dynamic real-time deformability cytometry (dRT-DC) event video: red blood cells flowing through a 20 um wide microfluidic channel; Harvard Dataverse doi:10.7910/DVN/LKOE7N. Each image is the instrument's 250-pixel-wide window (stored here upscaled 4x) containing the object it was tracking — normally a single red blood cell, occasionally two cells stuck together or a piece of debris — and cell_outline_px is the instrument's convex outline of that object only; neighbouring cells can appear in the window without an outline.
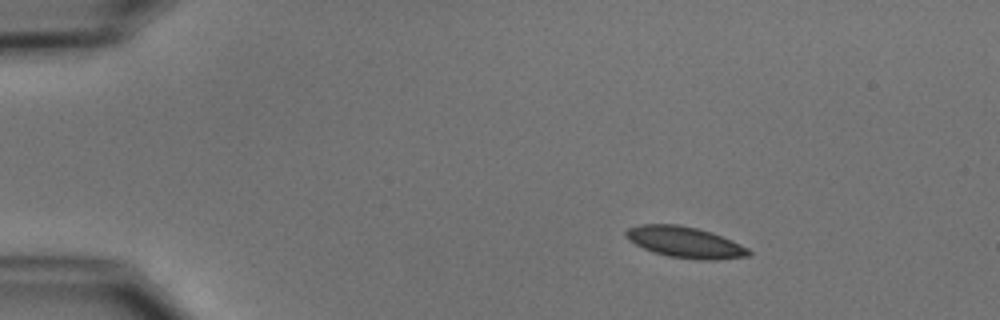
{"species": "common noctule bat (a hibernating species)", "species_latin": "Nyctalus noctula", "temperature_condition": "cold", "stored_images_in_passage": 46, "camera_frame_rate_fps": 3000, "um_per_image_px": 0.085, "animal": {"sex": "male", "body_mass_g": 15.6}, "frame": {"image": 1, "passage_image": 1, "time_ms": 0.0, "image_size_px": [1000, 320], "cell_outline_px": [[752, 252], [748, 256], [716, 260], [700, 260], [668, 256], [652, 252], [628, 240], [624, 236], [624, 232], [628, 228], [640, 224], [676, 224], [696, 228], [712, 232], [732, 240], [748, 248]], "centroid_in_image_um": [58.21, 20.59], "position_along_channel_um": 26.8, "area_um2": 22.31}}
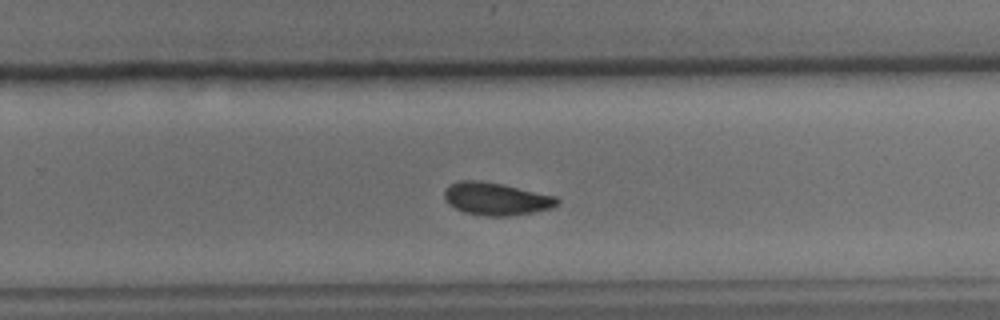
{"frame": {"image": 2, "passage_image": 28, "time_ms": 9.0, "image_size_px": [1000, 320], "cell_outline_px": [[560, 204], [552, 208], [532, 212], [508, 216], [484, 216], [464, 212], [448, 204], [444, 196], [444, 192], [448, 184], [460, 180], [480, 180], [500, 184], [556, 196], [560, 200]], "centroid_in_image_um": [42.16, 16.9], "position_along_channel_um": 287.6, "area_um2": 21.44}}
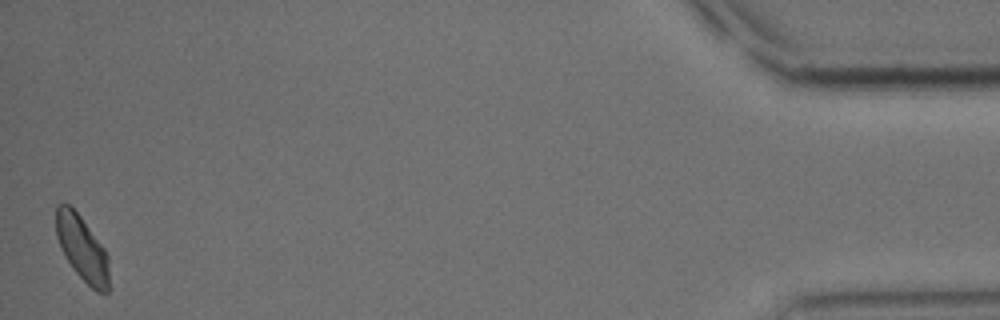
{"frame": {"image": 3, "passage_image": 46, "time_ms": 15.0, "image_size_px": [1000, 320], "cell_outline_px": [[108, 292], [96, 292], [72, 268], [64, 256], [60, 248], [56, 236], [56, 204], [68, 204], [80, 216], [104, 248], [108, 256]], "centroid_in_image_um": [6.96, 21.11], "position_along_channel_um": 428.2, "area_um2": 19.88}, "authors_computed_cell_mechanics": {"area_um2": 21.3571, "velocity_mm_per_s": 3.7285, "shape_relaxation_time_tau1_ms": 4.5305, "shape_relaxation_time_tau2_ms": 8.4736, "deformation_change_tau1": 0.0863, "deformation_change_tau2": 0.1158}}